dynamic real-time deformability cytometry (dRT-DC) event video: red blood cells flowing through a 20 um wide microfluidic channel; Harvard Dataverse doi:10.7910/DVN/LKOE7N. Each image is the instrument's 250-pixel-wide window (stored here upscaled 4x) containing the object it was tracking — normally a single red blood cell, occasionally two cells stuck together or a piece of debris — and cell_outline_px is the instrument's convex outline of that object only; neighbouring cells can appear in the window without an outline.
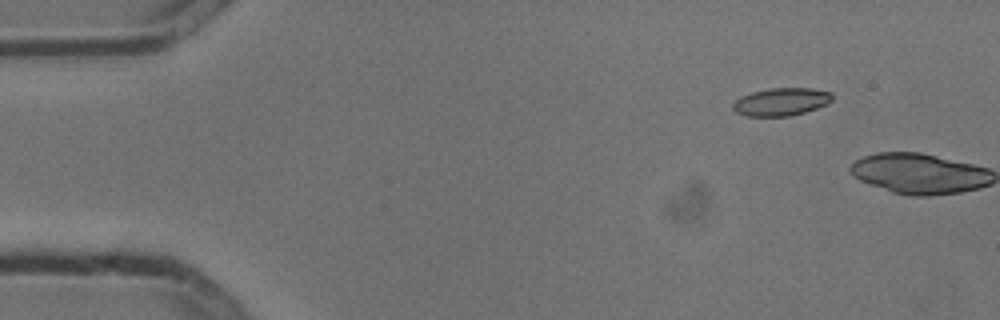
{"species": "common noctule bat (a hibernating species)", "species_latin": "Nyctalus noctula", "temperature_condition": "cold", "stored_images_in_passage": 2, "camera_frame_rate_fps": 3000, "um_per_image_px": 0.085, "animal": {"sex": "male", "body_mass_g": 13.3}, "frame": {"image": 1, "passage_image": 1, "time_ms": 0.0, "image_size_px": [1000, 320], "cell_outline_px": [[832, 100], [828, 104], [804, 112], [788, 116], [748, 116], [736, 112], [732, 108], [732, 104], [740, 96], [752, 92], [772, 88], [812, 88], [832, 92]], "centroid_in_image_um": [66.41, 8.64], "position_along_channel_um": 18.6, "area_um2": 16.07}}